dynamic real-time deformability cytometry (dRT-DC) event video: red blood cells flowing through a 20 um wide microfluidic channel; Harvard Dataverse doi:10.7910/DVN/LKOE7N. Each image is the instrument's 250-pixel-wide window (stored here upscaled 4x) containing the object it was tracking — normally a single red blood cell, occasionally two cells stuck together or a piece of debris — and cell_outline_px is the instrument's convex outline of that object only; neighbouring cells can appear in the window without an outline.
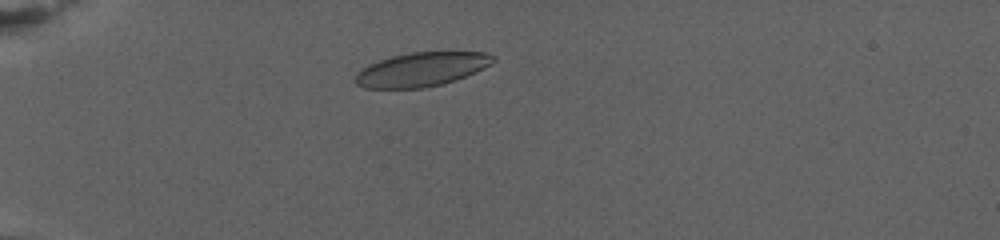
{"species": "human", "species_latin": "Homo sapiens", "temperature_condition": "warm", "stored_images_in_passage": 64, "camera_frame_rate_fps": 3000, "um_per_image_px": 0.085, "donor": {"sex": "female"}, "frame": {"image": 1, "passage_image": 10, "time_ms": 3.667, "image_size_px": [1000, 240], "cell_outline_px": [[496, 60], [492, 64], [484, 68], [456, 80], [424, 88], [364, 88], [356, 84], [352, 80], [356, 72], [368, 64], [392, 56], [412, 52], [484, 52], [496, 56]], "centroid_in_image_um": [35.81, 5.9], "position_along_channel_um": 49.2, "area_um2": 27.46}}
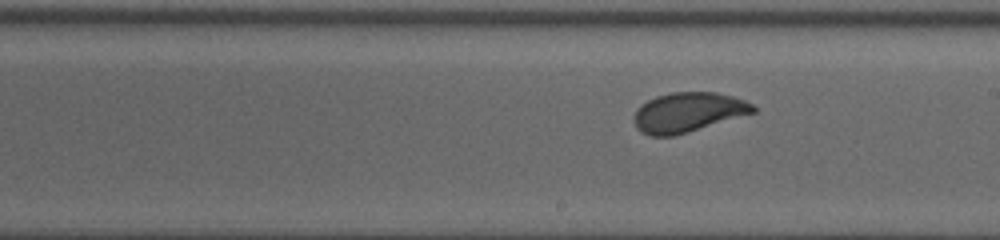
{"frame": {"image": 2, "passage_image": 32, "time_ms": 11.667, "image_size_px": [1000, 240], "cell_outline_px": [[756, 112], [688, 132], [672, 136], [648, 136], [640, 132], [636, 128], [636, 108], [640, 104], [656, 96], [672, 92], [716, 92], [732, 96], [744, 100], [752, 104], [756, 108]], "centroid_in_image_um": [58.48, 9.54], "position_along_channel_um": 230.5, "area_um2": 27.46}}
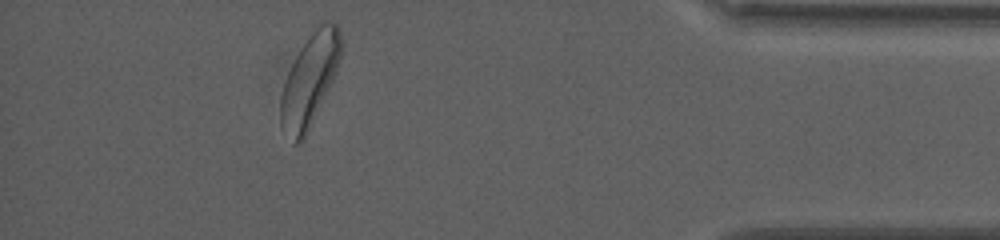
{"frame": {"image": 3, "passage_image": 54, "time_ms": 19.667, "image_size_px": [1000, 240], "cell_outline_px": [[340, 60], [336, 72], [304, 140], [296, 144], [292, 144], [280, 124], [280, 96], [288, 72], [300, 48], [320, 20], [324, 20], [336, 24], [340, 32]], "centroid_in_image_um": [26.3, 6.82], "position_along_channel_um": 408.9, "area_um2": 32.14}, "authors_computed_cell_mechanics": {"area_um2": 28.3798, "velocity_mm_per_s": 2.6994, "shape_relaxation_time_tau1_ms": 2.9845, "shape_relaxation_time_tau2_ms": null, "deformation_change_tau1": 0.1189, "deformation_change_tau2": null}}